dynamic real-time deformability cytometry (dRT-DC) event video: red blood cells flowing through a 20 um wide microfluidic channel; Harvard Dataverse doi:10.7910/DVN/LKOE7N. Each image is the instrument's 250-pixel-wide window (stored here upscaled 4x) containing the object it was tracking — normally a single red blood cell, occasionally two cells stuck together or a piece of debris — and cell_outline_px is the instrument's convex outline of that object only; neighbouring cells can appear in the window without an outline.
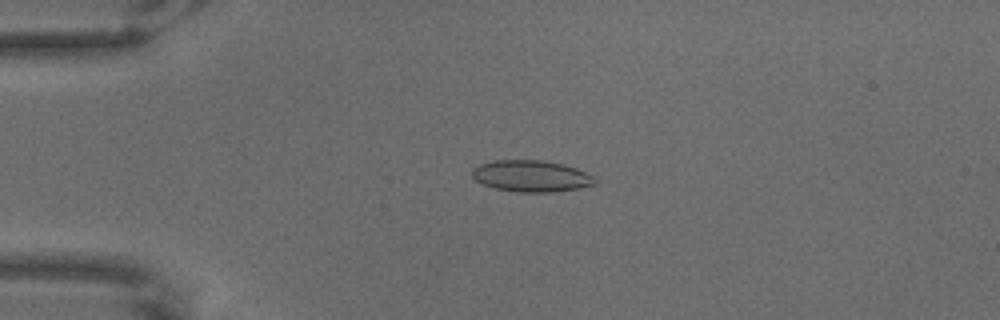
{"species": "common noctule bat (a hibernating species)", "species_latin": "Nyctalus noctula", "temperature_condition": "warm", "stored_images_in_passage": 65, "camera_frame_rate_fps": 3000, "um_per_image_px": 0.085, "animal": {"sex": "male", "body_mass_g": 18.8}, "frame": {"image": 1, "passage_image": 16, "time_ms": 5.0, "image_size_px": [1000, 320], "cell_outline_px": [[596, 184], [580, 188], [552, 192], [516, 192], [496, 188], [480, 184], [472, 176], [472, 168], [480, 164], [492, 160], [544, 160], [576, 168], [592, 176], [596, 180]], "centroid_in_image_um": [45.12, 14.97], "position_along_channel_um": 39.9, "area_um2": 22.54}}
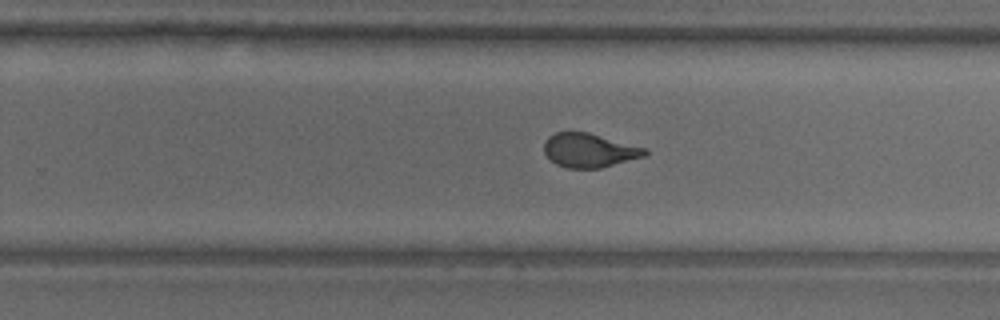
{"frame": {"image": 2, "passage_image": 42, "time_ms": 13.667, "image_size_px": [1000, 320], "cell_outline_px": [[648, 156], [600, 168], [568, 168], [556, 164], [544, 152], [544, 140], [548, 136], [556, 132], [588, 132], [648, 148]], "centroid_in_image_um": [50.13, 12.77], "position_along_channel_um": 279.7, "area_um2": 20.17}}
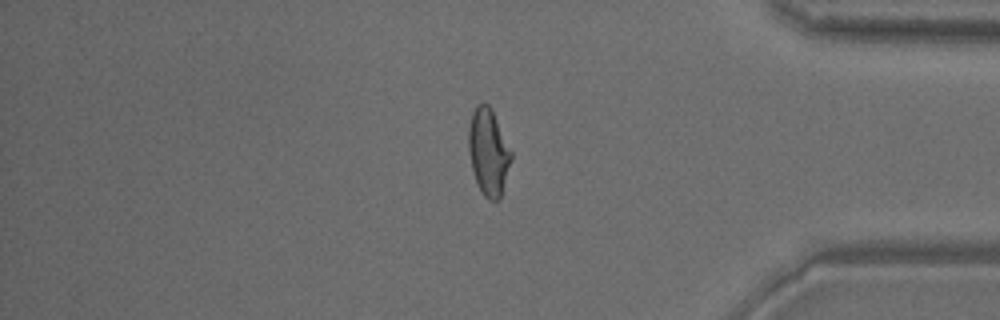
{"frame": {"image": 3, "passage_image": 55, "time_ms": 18.0, "image_size_px": [1000, 320], "cell_outline_px": [[512, 160], [500, 200], [488, 200], [484, 196], [476, 180], [472, 168], [468, 148], [468, 128], [472, 112], [476, 104], [488, 104], [492, 108], [512, 152]], "centroid_in_image_um": [41.53, 12.91], "position_along_channel_um": 393.7, "area_um2": 21.68}}